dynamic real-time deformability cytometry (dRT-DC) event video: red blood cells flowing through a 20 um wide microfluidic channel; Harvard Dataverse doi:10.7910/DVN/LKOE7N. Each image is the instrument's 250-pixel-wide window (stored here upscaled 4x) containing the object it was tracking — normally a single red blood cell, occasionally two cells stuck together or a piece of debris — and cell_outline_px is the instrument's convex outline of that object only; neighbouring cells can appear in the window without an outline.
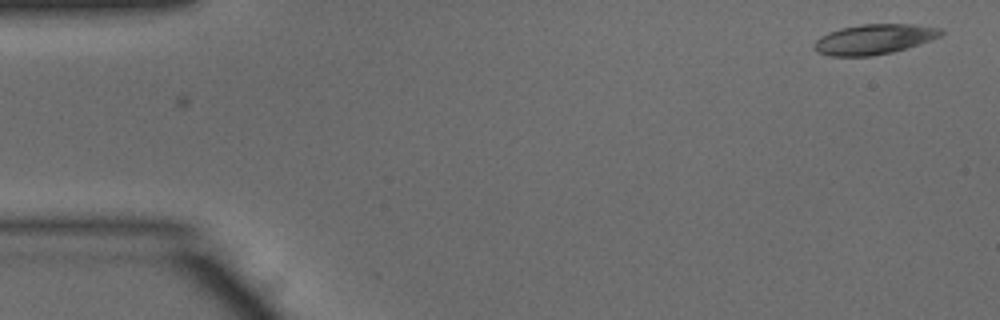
{"species": "common noctule bat (a hibernating species)", "species_latin": "Nyctalus noctula", "temperature_condition": "warm", "stored_images_in_passage": 4, "camera_frame_rate_fps": 3000, "um_per_image_px": 0.085, "animal": {"sex": "male", "body_mass_g": 15.6}, "frame": {"image": 1, "passage_image": 4, "time_ms": 1.0, "image_size_px": [1000, 320], "cell_outline_px": [[944, 32], [940, 36], [892, 52], [872, 56], [828, 56], [816, 52], [812, 48], [812, 44], [820, 36], [828, 32], [840, 28], [860, 24], [912, 24], [940, 28]], "centroid_in_image_um": [74.2, 3.33], "position_along_channel_um": 10.8, "area_um2": 22.2}}